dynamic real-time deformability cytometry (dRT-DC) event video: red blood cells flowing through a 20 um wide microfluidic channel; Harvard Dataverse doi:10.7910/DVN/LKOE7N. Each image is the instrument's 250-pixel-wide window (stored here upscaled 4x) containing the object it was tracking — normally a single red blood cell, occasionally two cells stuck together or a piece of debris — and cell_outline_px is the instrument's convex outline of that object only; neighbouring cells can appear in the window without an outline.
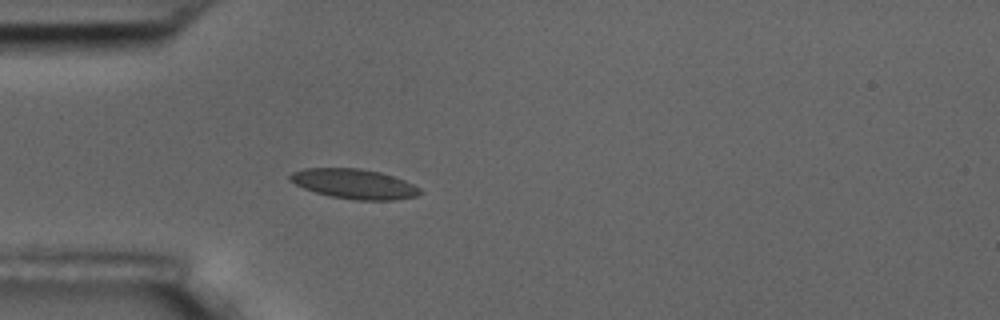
{"species": "common noctule bat (a hibernating species)", "species_latin": "Nyctalus noctula", "temperature_condition": "room temperature", "stored_images_in_passage": 4, "camera_frame_rate_fps": 3000, "um_per_image_px": 0.085, "animal": {"sex": "male", "body_mass_g": 17.5, "forearm_length_mm": 52.3}, "frame": {"image": 1, "passage_image": 4, "time_ms": 3.333, "image_size_px": [1000, 320], "cell_outline_px": [[424, 192], [416, 196], [392, 200], [356, 200], [332, 196], [316, 192], [304, 188], [288, 180], [288, 176], [292, 172], [304, 168], [360, 168], [380, 172], [404, 180], [420, 188]], "centroid_in_image_um": [30.1, 15.62], "position_along_channel_um": 54.9, "area_um2": 22.48}}